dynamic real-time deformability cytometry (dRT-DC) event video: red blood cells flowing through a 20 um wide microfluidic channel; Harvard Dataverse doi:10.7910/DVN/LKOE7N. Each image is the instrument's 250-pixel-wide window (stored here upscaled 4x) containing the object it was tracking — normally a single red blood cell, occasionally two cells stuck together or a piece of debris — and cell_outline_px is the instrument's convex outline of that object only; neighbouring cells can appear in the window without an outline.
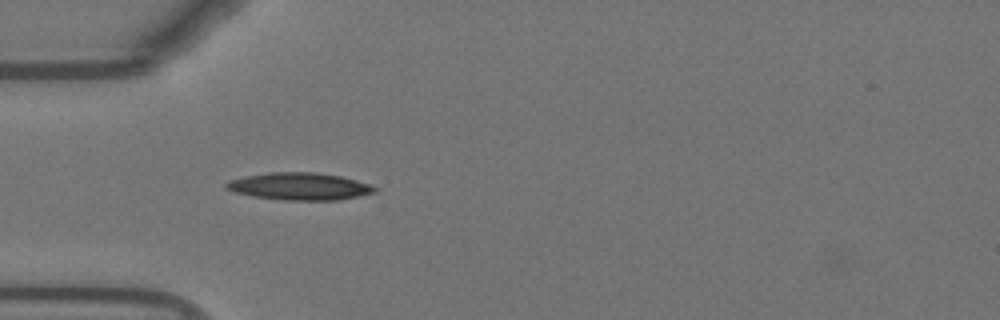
{"species": "Egyptian fruit bat (a non-hibernating species)", "species_latin": "Rousettus aegyptiacus", "temperature_condition": "warm", "stored_images_in_passage": 41, "camera_frame_rate_fps": 3000, "um_per_image_px": 0.085, "animal": {"sex": "female"}, "frame": {"image": 1, "passage_image": 5, "time_ms": 1.333, "image_size_px": [1000, 320], "cell_outline_px": [[380, 188], [376, 192], [336, 200], [284, 200], [256, 196], [236, 192], [224, 188], [224, 184], [228, 180], [244, 176], [268, 172], [312, 172], [340, 176], [372, 184]], "centroid_in_image_um": [25.47, 15.83], "position_along_channel_um": 59.5, "area_um2": 23.58}}
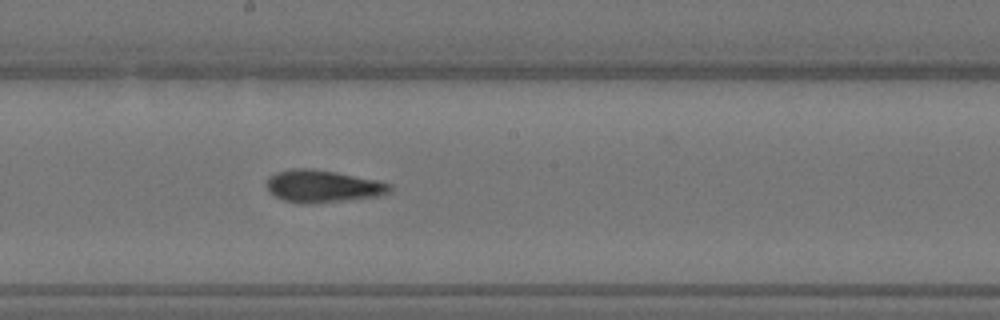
{"frame": {"image": 2, "passage_image": 18, "time_ms": 5.667, "image_size_px": [1000, 320], "cell_outline_px": [[392, 188], [388, 192], [376, 196], [308, 204], [300, 204], [284, 200], [268, 192], [264, 184], [268, 176], [276, 172], [292, 168], [312, 168], [336, 172], [380, 180], [392, 184]], "centroid_in_image_um": [27.37, 15.81], "position_along_channel_um": 220.8, "area_um2": 23.41}}
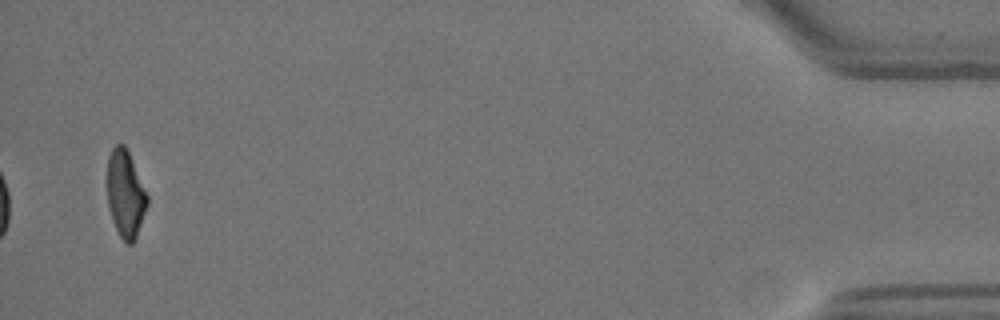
{"frame": {"image": 3, "passage_image": 41, "time_ms": 13.333, "image_size_px": [1000, 320], "cell_outline_px": [[148, 204], [136, 240], [132, 244], [128, 244], [120, 236], [112, 220], [108, 204], [108, 156], [112, 148], [116, 144], [124, 144], [128, 152], [148, 196]], "centroid_in_image_um": [10.67, 16.52], "position_along_channel_um": 424.5, "area_um2": 20.11}, "authors_computed_cell_mechanics": {"area_um2": 22.542, "velocity_mm_per_s": 3.7739, "shape_relaxation_time_tau1_ms": 9.8355, "shape_relaxation_time_tau2_ms": 2.8977, "deformation_change_tau1": 0.2632, "deformation_change_tau2": 0.1139}}